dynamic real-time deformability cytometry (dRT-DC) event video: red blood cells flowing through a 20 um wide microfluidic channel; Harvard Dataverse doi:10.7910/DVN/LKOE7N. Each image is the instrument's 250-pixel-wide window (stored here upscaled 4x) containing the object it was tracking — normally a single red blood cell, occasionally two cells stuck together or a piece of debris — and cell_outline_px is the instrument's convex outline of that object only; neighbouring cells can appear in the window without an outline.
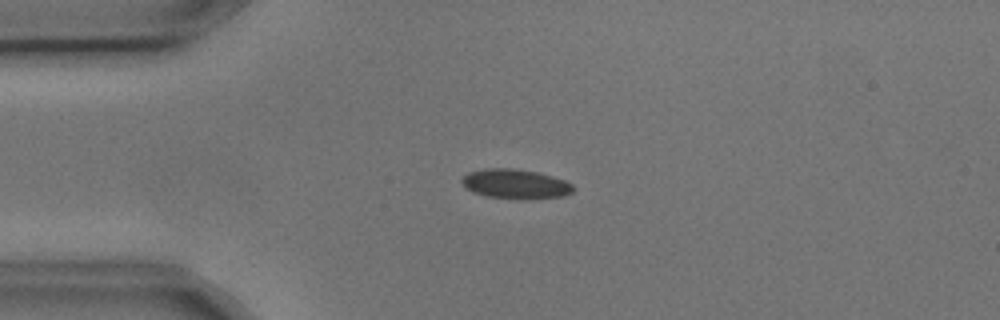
{"species": "common noctule bat (a hibernating species)", "species_latin": "Nyctalus noctula", "temperature_condition": "cold", "stored_images_in_passage": 9, "camera_frame_rate_fps": 3000, "um_per_image_px": 0.085, "animal": {"sex": "male", "body_mass_g": 17.9, "forearm_length_mm": 54.2}, "frame": {"image": 1, "passage_image": 3, "time_ms": 0.667, "image_size_px": [1000, 320], "cell_outline_px": [[576, 188], [572, 192], [564, 196], [488, 196], [472, 192], [464, 188], [460, 180], [468, 172], [488, 168], [512, 168], [536, 172], [552, 176], [564, 180], [572, 184]], "centroid_in_image_um": [43.76, 15.58], "position_along_channel_um": 41.2, "area_um2": 18.26}}
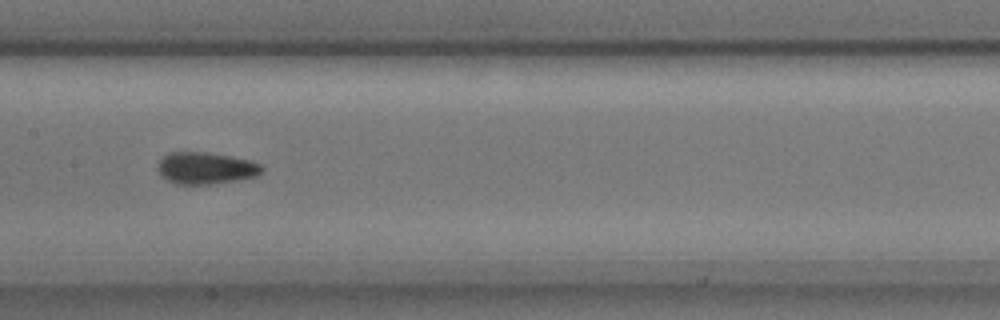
{"frame": {"image": 2, "passage_image": 7, "time_ms": 2.0, "image_size_px": [1000, 320], "cell_outline_px": [[264, 168], [256, 176], [236, 180], [212, 184], [176, 184], [160, 176], [156, 168], [160, 160], [168, 152], [208, 152], [252, 160], [260, 164]], "centroid_in_image_um": [17.46, 14.28], "position_along_channel_um": 189.9, "area_um2": 19.42}}
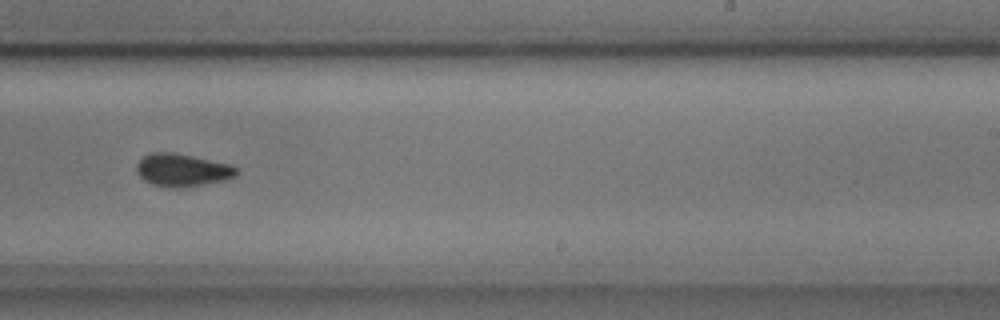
{"frame": {"image": 3, "passage_image": 9, "time_ms": 2.667, "image_size_px": [1000, 320], "cell_outline_px": [[236, 176], [224, 180], [200, 184], [172, 188], [168, 188], [152, 184], [144, 180], [136, 172], [136, 164], [144, 156], [152, 152], [172, 152], [192, 156], [228, 164], [236, 168]], "centroid_in_image_um": [15.43, 14.45], "position_along_channel_um": 273.6, "area_um2": 18.67}}